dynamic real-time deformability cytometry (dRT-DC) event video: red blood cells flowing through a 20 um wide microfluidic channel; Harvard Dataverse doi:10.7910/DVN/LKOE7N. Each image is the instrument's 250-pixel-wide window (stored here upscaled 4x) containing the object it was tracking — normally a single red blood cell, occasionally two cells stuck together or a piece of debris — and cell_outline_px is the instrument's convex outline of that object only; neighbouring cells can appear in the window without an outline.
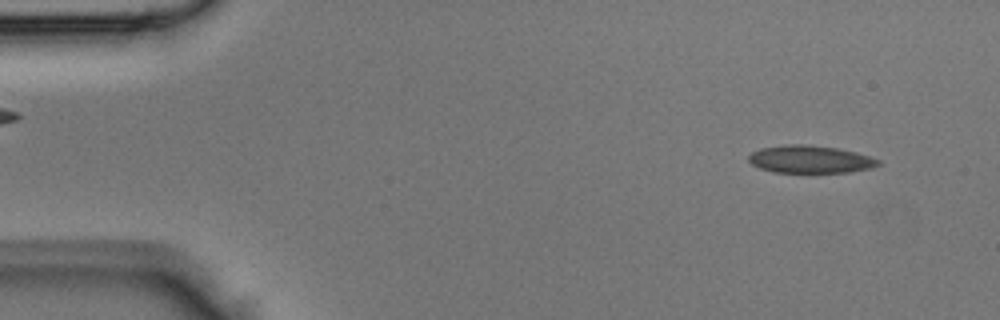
{"species": "Egyptian fruit bat (a non-hibernating species)", "species_latin": "Rousettus aegyptiacus", "temperature_condition": "room temperature", "stored_images_in_passage": 42, "camera_frame_rate_fps": 3000, "um_per_image_px": 0.085, "animal": {"sex": "male"}, "frame": {"image": 1, "passage_image": 3, "time_ms": 0.667, "image_size_px": [1000, 320], "cell_outline_px": [[880, 164], [872, 168], [848, 172], [772, 172], [760, 168], [752, 164], [748, 160], [748, 156], [752, 152], [760, 148], [784, 144], [804, 144], [836, 148], [856, 152], [880, 160]], "centroid_in_image_um": [68.84, 13.53], "position_along_channel_um": 16.2, "area_um2": 20.81}}
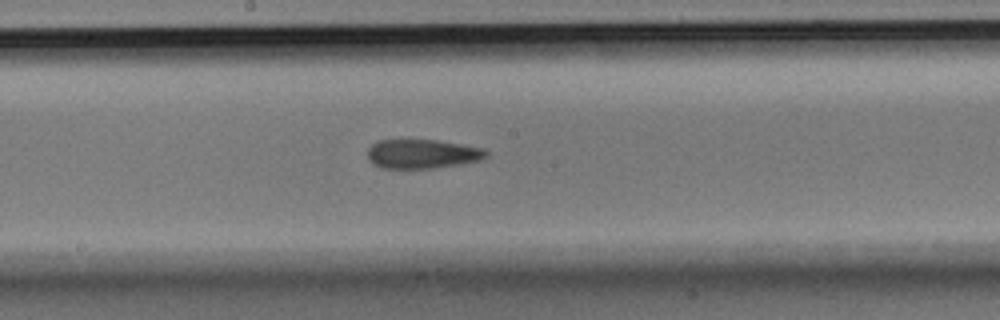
{"frame": {"image": 2, "passage_image": 22, "time_ms": 7.0, "image_size_px": [1000, 320], "cell_outline_px": [[488, 156], [480, 160], [464, 164], [432, 168], [380, 168], [372, 164], [368, 160], [368, 148], [376, 140], [436, 140], [484, 148], [488, 152]], "centroid_in_image_um": [35.89, 13.09], "position_along_channel_um": 212.3, "area_um2": 20.35}}
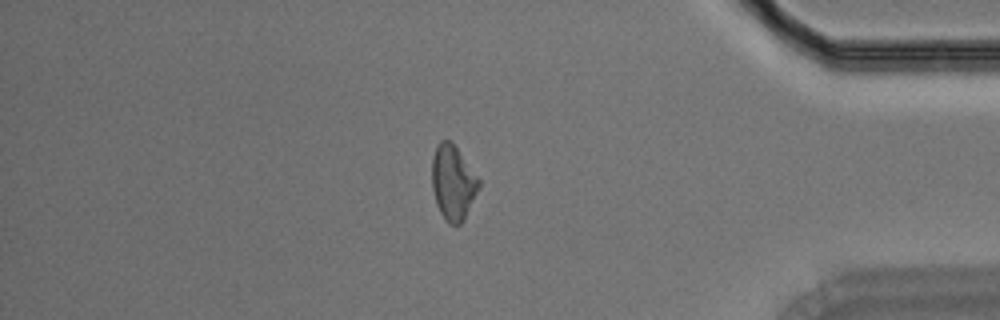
{"frame": {"image": 3, "passage_image": 36, "time_ms": 11.667, "image_size_px": [1000, 320], "cell_outline_px": [[480, 188], [464, 220], [460, 224], [448, 224], [440, 212], [436, 204], [432, 188], [432, 156], [436, 144], [440, 140], [452, 140], [480, 180]], "centroid_in_image_um": [38.5, 15.5], "position_along_channel_um": 396.7, "area_um2": 20.75}}